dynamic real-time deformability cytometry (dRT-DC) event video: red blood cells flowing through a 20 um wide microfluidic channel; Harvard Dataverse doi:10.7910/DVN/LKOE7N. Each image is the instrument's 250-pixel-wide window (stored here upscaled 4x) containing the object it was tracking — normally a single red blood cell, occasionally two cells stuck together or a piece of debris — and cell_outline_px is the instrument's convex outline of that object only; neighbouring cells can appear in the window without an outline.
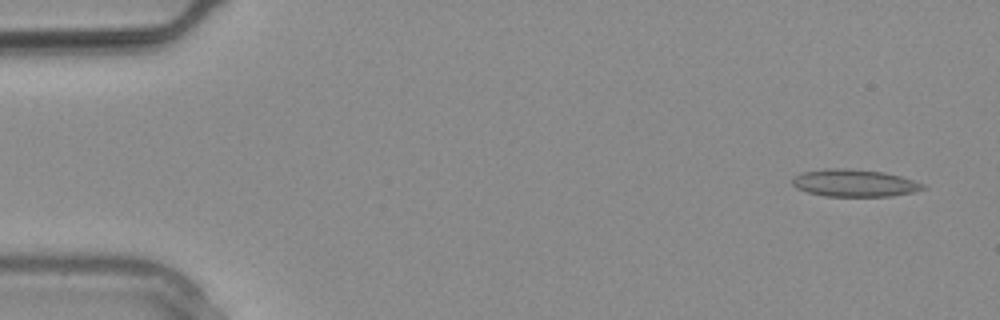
{"species": "common noctule bat (a hibernating species)", "species_latin": "Nyctalus noctula", "temperature_condition": "warm", "stored_images_in_passage": 11, "camera_frame_rate_fps": 3000, "um_per_image_px": 0.085, "animal": {"sex": "male", "body_mass_g": 20.4}, "frame": {"image": 1, "passage_image": 1, "time_ms": 0.0, "image_size_px": [1000, 320], "cell_outline_px": [[928, 188], [912, 192], [892, 196], [824, 196], [808, 192], [796, 188], [792, 184], [792, 180], [800, 172], [828, 168], [848, 168], [884, 172], [900, 176], [924, 184]], "centroid_in_image_um": [72.61, 15.55], "position_along_channel_um": 12.4, "area_um2": 20.81}}
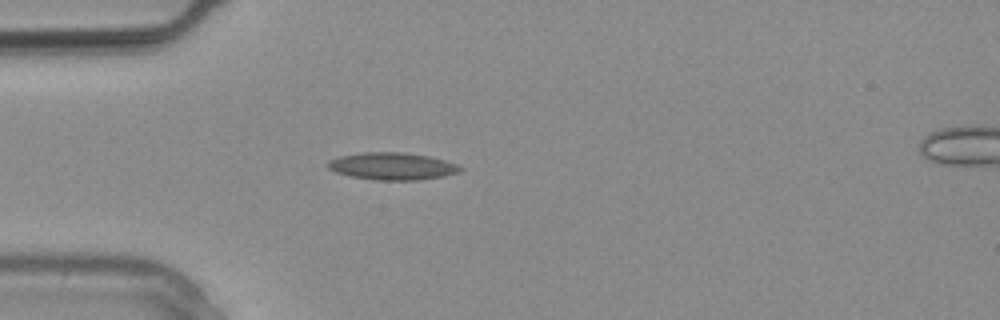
{"frame": {"image": 2, "passage_image": 7, "time_ms": 2.0, "image_size_px": [1000, 320], "cell_outline_px": [[464, 168], [456, 172], [444, 176], [416, 180], [376, 180], [352, 176], [336, 172], [328, 168], [324, 164], [328, 160], [340, 156], [364, 152], [404, 152], [428, 156], [444, 160], [456, 164]], "centroid_in_image_um": [33.3, 14.12], "position_along_channel_um": 51.7, "area_um2": 20.92}}